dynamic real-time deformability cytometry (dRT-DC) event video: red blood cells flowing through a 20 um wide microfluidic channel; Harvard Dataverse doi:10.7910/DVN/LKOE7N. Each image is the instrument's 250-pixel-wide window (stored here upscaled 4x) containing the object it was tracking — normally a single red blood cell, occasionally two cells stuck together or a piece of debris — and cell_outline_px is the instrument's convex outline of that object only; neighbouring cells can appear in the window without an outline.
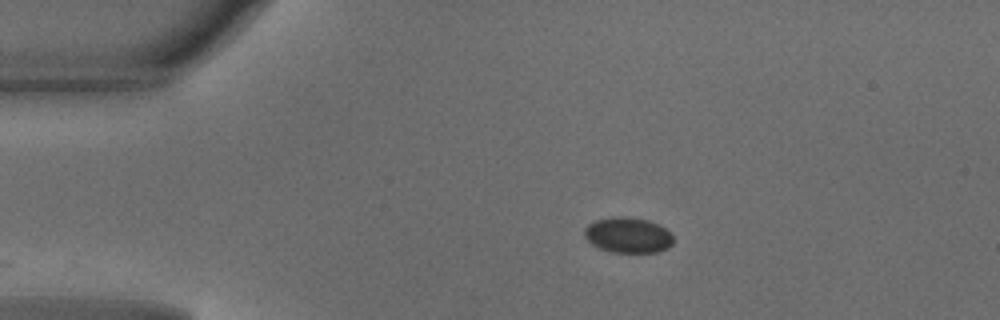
{"species": "common noctule bat (a hibernating species)", "species_latin": "Nyctalus noctula", "temperature_condition": "warm", "stored_images_in_passage": 40, "camera_frame_rate_fps": 3000, "um_per_image_px": 0.085, "animal": {"sex": "male", "body_mass_g": 18.8}, "frame": {"image": 1, "passage_image": 1, "time_ms": 0.0, "image_size_px": [1000, 320], "cell_outline_px": [[672, 244], [668, 248], [656, 252], [612, 252], [600, 248], [592, 244], [584, 236], [584, 228], [588, 224], [596, 220], [612, 216], [624, 216], [648, 220], [672, 232]], "centroid_in_image_um": [53.37, 19.97], "position_along_channel_um": 31.6, "area_um2": 18.38}}
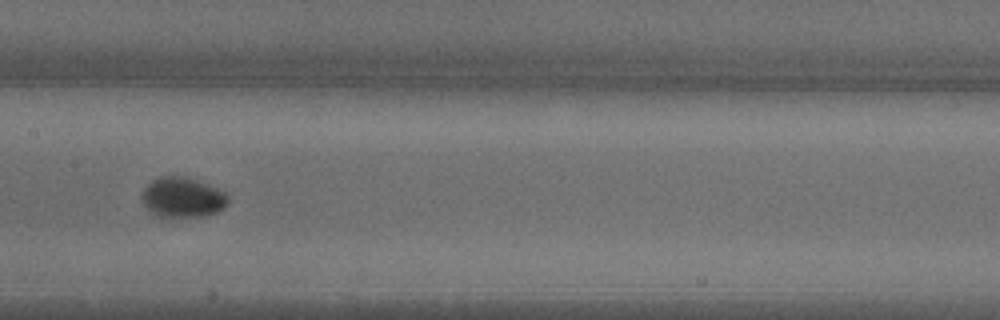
{"frame": {"image": 2, "passage_image": 16, "time_ms": 5.0, "image_size_px": [1000, 320], "cell_outline_px": [[228, 204], [224, 208], [216, 212], [204, 216], [160, 216], [152, 212], [144, 204], [140, 196], [144, 188], [152, 180], [160, 176], [188, 176], [216, 188], [224, 192], [228, 196]], "centroid_in_image_um": [15.52, 16.75], "position_along_channel_um": 191.9, "area_um2": 20.0}}
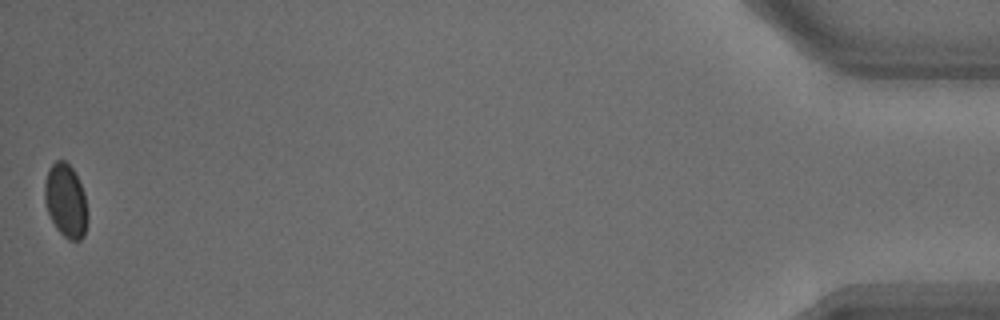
{"frame": {"image": 3, "passage_image": 40, "time_ms": 13.0, "image_size_px": [1000, 320], "cell_outline_px": [[88, 220], [84, 236], [80, 240], [68, 240], [56, 228], [48, 212], [44, 200], [44, 184], [48, 168], [56, 160], [64, 160], [72, 168], [84, 192], [88, 212]], "centroid_in_image_um": [5.59, 17.07], "position_along_channel_um": 429.6, "area_um2": 18.5}, "authors_computed_cell_mechanics": {"area_um2": 18.7561, "velocity_mm_per_s": 4.1345, "shape_relaxation_time_tau1_ms": 2.3012, "shape_relaxation_time_tau2_ms": null, "deformation_change_tau1": 0.0515, "deformation_change_tau2": null}}